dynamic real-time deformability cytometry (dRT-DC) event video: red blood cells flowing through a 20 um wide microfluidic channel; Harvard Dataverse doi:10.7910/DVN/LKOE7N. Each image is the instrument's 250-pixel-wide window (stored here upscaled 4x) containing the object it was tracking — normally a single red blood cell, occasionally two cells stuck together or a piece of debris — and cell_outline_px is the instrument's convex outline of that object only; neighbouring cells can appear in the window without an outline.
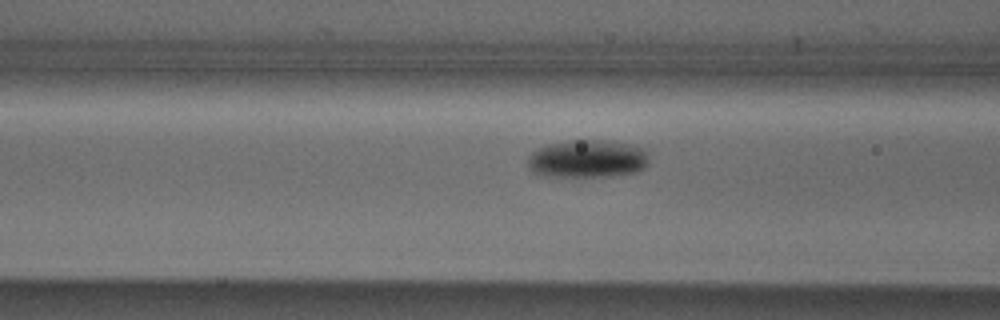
{"species": "Egyptian fruit bat (a non-hibernating species)", "species_latin": "Rousettus aegyptiacus", "temperature_condition": "cold", "stored_images_in_passage": 17, "camera_frame_rate_fps": 3000, "um_per_image_px": 0.085, "animal": {"sex": "male"}, "frame": {"image": 1, "passage_image": 15, "time_ms": 4.667, "image_size_px": [1000, 320], "cell_outline_px": [[648, 164], [644, 168], [636, 172], [612, 176], [548, 176], [532, 172], [528, 168], [528, 156], [536, 148], [548, 144], [572, 140], [604, 140], [624, 144], [640, 148], [648, 156]], "centroid_in_image_um": [49.88, 13.51], "position_along_channel_um": 116.7, "area_um2": 26.59}}